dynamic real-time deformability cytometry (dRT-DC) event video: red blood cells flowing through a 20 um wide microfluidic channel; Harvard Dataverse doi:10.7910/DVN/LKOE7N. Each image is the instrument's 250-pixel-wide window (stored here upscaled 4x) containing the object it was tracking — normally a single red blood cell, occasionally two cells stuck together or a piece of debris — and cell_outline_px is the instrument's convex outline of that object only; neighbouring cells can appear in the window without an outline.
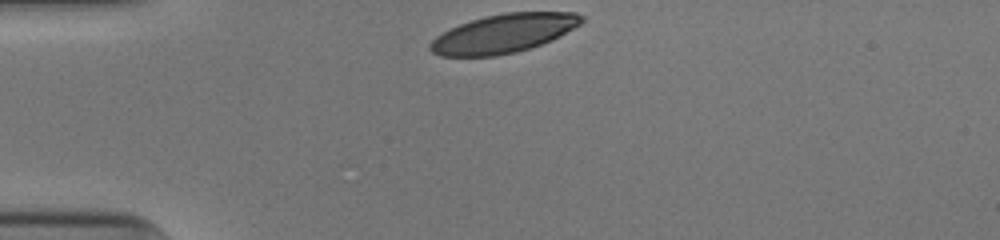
{"species": "human", "species_latin": "Homo sapiens", "temperature_condition": "cold", "stored_images_in_passage": 30, "camera_frame_rate_fps": 3000, "um_per_image_px": 0.085, "donor": {"sex": "male"}, "frame": {"image": 1, "passage_image": 1, "time_ms": 0.0, "image_size_px": [1000, 240], "cell_outline_px": [[584, 20], [580, 24], [560, 36], [552, 40], [516, 52], [496, 56], [440, 56], [432, 52], [428, 48], [428, 44], [436, 36], [460, 24], [484, 16], [504, 12], [576, 12], [584, 16]], "centroid_in_image_um": [42.81, 2.84], "position_along_channel_um": 42.2, "area_um2": 34.1}}
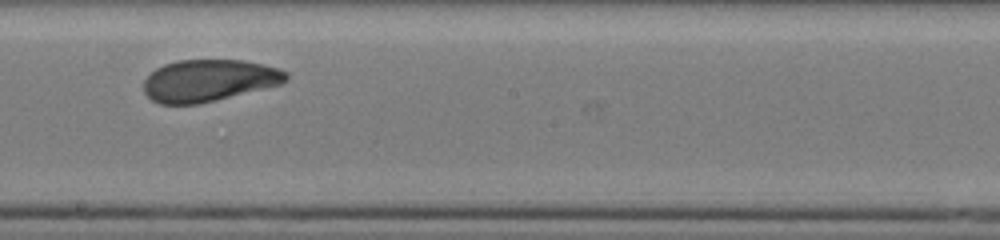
{"frame": {"image": 2, "passage_image": 18, "time_ms": 5.667, "image_size_px": [1000, 240], "cell_outline_px": [[288, 80], [280, 84], [200, 104], [160, 104], [152, 100], [144, 92], [144, 80], [156, 68], [164, 64], [176, 60], [244, 60], [264, 64], [280, 68], [288, 72]], "centroid_in_image_um": [17.76, 6.83], "position_along_channel_um": 230.4, "area_um2": 34.85}}
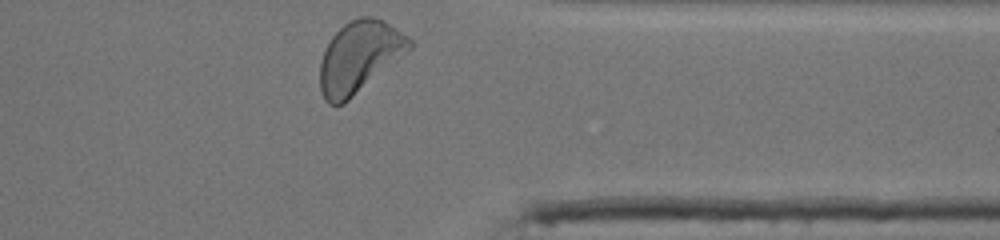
{"frame": {"image": 3, "passage_image": 30, "time_ms": 9.667, "image_size_px": [1000, 240], "cell_outline_px": [[412, 48], [344, 104], [328, 104], [324, 100], [320, 92], [320, 60], [324, 48], [332, 36], [344, 24], [360, 16], [368, 16], [380, 20], [388, 24], [408, 36], [412, 40]], "centroid_in_image_um": [30.5, 4.86], "position_along_channel_um": 380.9, "area_um2": 36.99}, "authors_computed_cell_mechanics": {"area_um2": 35.4025, "velocity_mm_per_s": 3.8974, "shape_relaxation_time_tau1_ms": 2.937, "shape_relaxation_time_tau2_ms": 1.6509, "deformation_change_tau1": 0.1562, "deformation_change_tau2": 0.0827}}